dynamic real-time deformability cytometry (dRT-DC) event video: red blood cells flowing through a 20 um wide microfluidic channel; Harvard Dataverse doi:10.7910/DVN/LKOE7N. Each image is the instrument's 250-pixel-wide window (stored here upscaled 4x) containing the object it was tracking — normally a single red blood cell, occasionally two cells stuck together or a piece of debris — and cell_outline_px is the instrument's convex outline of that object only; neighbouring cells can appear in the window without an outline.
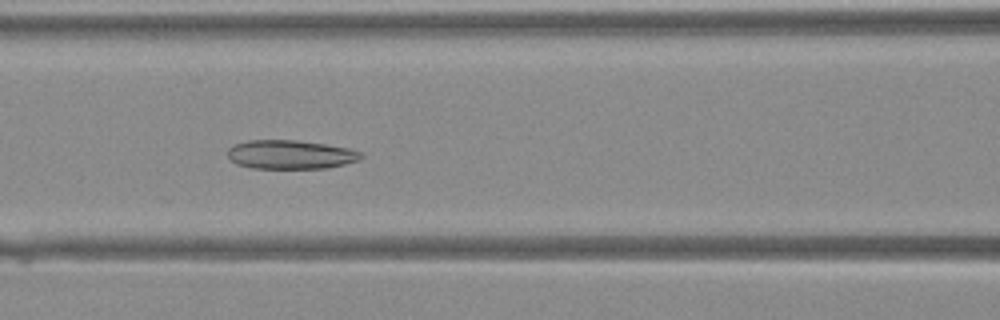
{"species": "Egyptian fruit bat (a non-hibernating species)", "species_latin": "Rousettus aegyptiacus", "temperature_condition": "warm", "stored_images_in_passage": 26, "camera_frame_rate_fps": 3000, "um_per_image_px": 0.085, "animal": {"sex": "female"}, "frame": {"image": 1, "passage_image": 9, "time_ms": 2.667, "image_size_px": [1000, 320], "cell_outline_px": [[364, 156], [360, 160], [328, 168], [252, 168], [236, 164], [228, 156], [228, 148], [232, 144], [248, 140], [296, 140], [324, 144], [348, 148], [360, 152]], "centroid_in_image_um": [24.67, 13.13], "position_along_channel_um": 141.9, "area_um2": 22.48}}
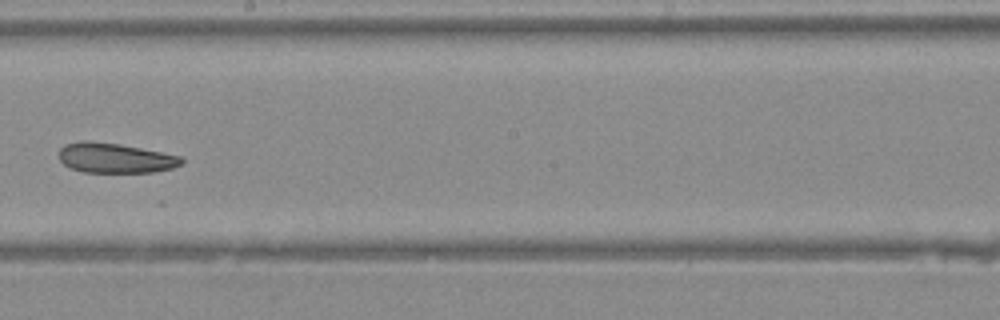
{"frame": {"image": 2, "passage_image": 15, "time_ms": 4.667, "image_size_px": [1000, 320], "cell_outline_px": [[184, 164], [172, 168], [152, 172], [84, 172], [72, 168], [64, 164], [60, 160], [60, 148], [64, 144], [80, 140], [84, 140], [120, 144], [180, 156], [184, 160]], "centroid_in_image_um": [9.78, 13.42], "position_along_channel_um": 238.4, "area_um2": 21.27}}
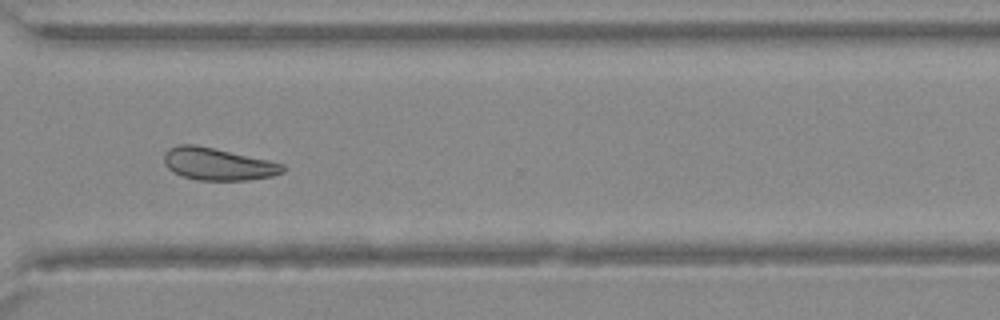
{"frame": {"image": 3, "passage_image": 22, "time_ms": 7.0, "image_size_px": [1000, 320], "cell_outline_px": [[288, 168], [284, 172], [272, 176], [248, 180], [196, 180], [180, 176], [172, 172], [164, 164], [164, 152], [168, 148], [180, 144], [196, 144], [268, 160], [284, 164]], "centroid_in_image_um": [18.5, 13.95], "position_along_channel_um": 352.1, "area_um2": 22.6}}